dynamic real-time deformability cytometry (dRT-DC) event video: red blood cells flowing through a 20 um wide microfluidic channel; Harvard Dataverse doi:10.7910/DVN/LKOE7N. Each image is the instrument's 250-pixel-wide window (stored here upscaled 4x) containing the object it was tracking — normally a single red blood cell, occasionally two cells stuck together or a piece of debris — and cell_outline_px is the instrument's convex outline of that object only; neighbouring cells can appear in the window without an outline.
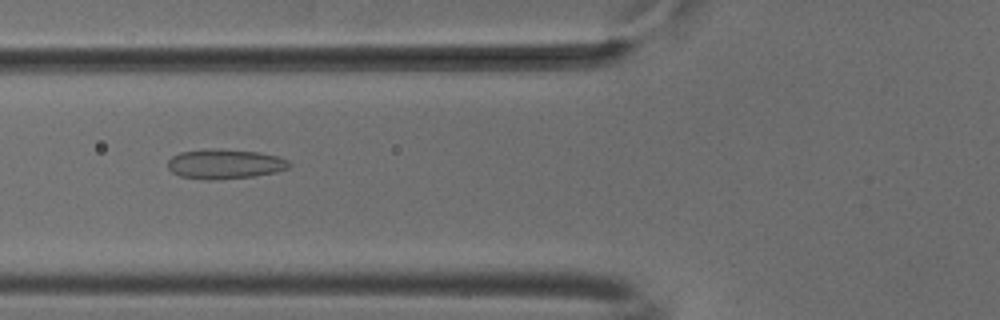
{"species": "common noctule bat (a hibernating species)", "species_latin": "Nyctalus noctula", "temperature_condition": "cold", "stored_images_in_passage": 48, "camera_frame_rate_fps": 3000, "um_per_image_px": 0.085, "animal": {"sex": "male", "body_mass_g": 18.8}, "frame": {"image": 1, "passage_image": 16, "time_ms": 5.0, "image_size_px": [1000, 320], "cell_outline_px": [[292, 164], [288, 168], [276, 172], [252, 176], [212, 180], [204, 180], [180, 176], [172, 172], [168, 168], [168, 160], [172, 156], [180, 152], [212, 148], [260, 152], [276, 156], [288, 160]], "centroid_in_image_um": [19.09, 13.94], "position_along_channel_um": 106.7, "area_um2": 21.04}}
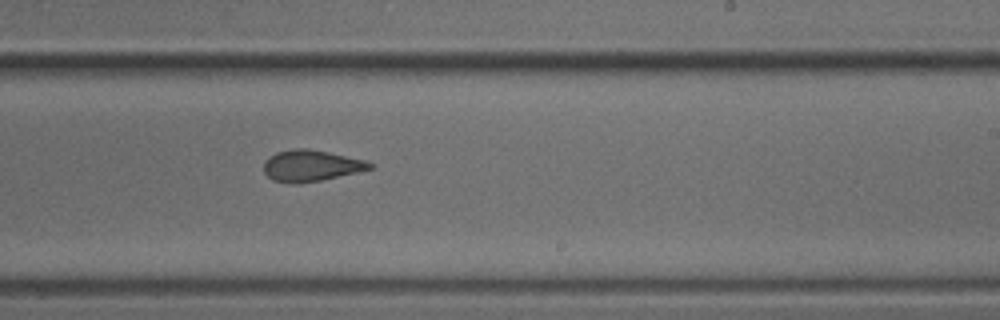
{"frame": {"image": 2, "passage_image": 28, "time_ms": 9.0, "image_size_px": [1000, 320], "cell_outline_px": [[372, 168], [356, 172], [320, 180], [296, 184], [272, 180], [264, 172], [264, 160], [268, 156], [276, 152], [292, 148], [308, 148], [328, 152], [364, 160], [372, 164]], "centroid_in_image_um": [26.36, 14.07], "position_along_channel_um": 262.6, "area_um2": 19.19}}
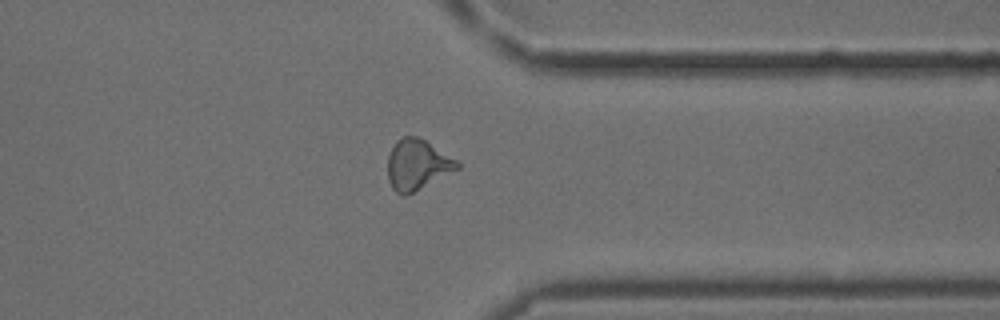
{"frame": {"image": 3, "passage_image": 37, "time_ms": 12.0, "image_size_px": [1000, 320], "cell_outline_px": [[460, 168], [404, 196], [396, 192], [392, 188], [388, 180], [388, 156], [392, 148], [404, 136], [416, 136], [424, 140], [456, 160], [460, 164]], "centroid_in_image_um": [35.45, 14.01], "position_along_channel_um": 375.9, "area_um2": 19.83}, "authors_computed_cell_mechanics": {"area_um2": 20.3167, "velocity_mm_per_s": 3.8898, "shape_relaxation_time_tau1_ms": 7.1087, "shape_relaxation_time_tau2_ms": 2.002, "deformation_change_tau1": 0.1474, "deformation_change_tau2": 0.0898}}